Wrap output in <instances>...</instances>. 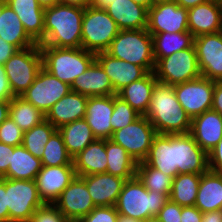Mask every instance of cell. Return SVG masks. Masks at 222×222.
I'll list each match as a JSON object with an SVG mask.
<instances>
[{
  "instance_id": "25",
  "label": "cell",
  "mask_w": 222,
  "mask_h": 222,
  "mask_svg": "<svg viewBox=\"0 0 222 222\" xmlns=\"http://www.w3.org/2000/svg\"><path fill=\"white\" fill-rule=\"evenodd\" d=\"M71 91L85 96L115 95L109 76L95 60L89 68L81 73L71 84Z\"/></svg>"
},
{
  "instance_id": "45",
  "label": "cell",
  "mask_w": 222,
  "mask_h": 222,
  "mask_svg": "<svg viewBox=\"0 0 222 222\" xmlns=\"http://www.w3.org/2000/svg\"><path fill=\"white\" fill-rule=\"evenodd\" d=\"M157 217L163 222H181V206L168 199Z\"/></svg>"
},
{
  "instance_id": "13",
  "label": "cell",
  "mask_w": 222,
  "mask_h": 222,
  "mask_svg": "<svg viewBox=\"0 0 222 222\" xmlns=\"http://www.w3.org/2000/svg\"><path fill=\"white\" fill-rule=\"evenodd\" d=\"M188 11L175 1L160 3L148 9L147 31L150 34L189 32Z\"/></svg>"
},
{
  "instance_id": "22",
  "label": "cell",
  "mask_w": 222,
  "mask_h": 222,
  "mask_svg": "<svg viewBox=\"0 0 222 222\" xmlns=\"http://www.w3.org/2000/svg\"><path fill=\"white\" fill-rule=\"evenodd\" d=\"M189 134L208 153L222 139V116L212 109L203 112L191 120Z\"/></svg>"
},
{
  "instance_id": "55",
  "label": "cell",
  "mask_w": 222,
  "mask_h": 222,
  "mask_svg": "<svg viewBox=\"0 0 222 222\" xmlns=\"http://www.w3.org/2000/svg\"><path fill=\"white\" fill-rule=\"evenodd\" d=\"M10 100H0V124L9 116Z\"/></svg>"
},
{
  "instance_id": "40",
  "label": "cell",
  "mask_w": 222,
  "mask_h": 222,
  "mask_svg": "<svg viewBox=\"0 0 222 222\" xmlns=\"http://www.w3.org/2000/svg\"><path fill=\"white\" fill-rule=\"evenodd\" d=\"M41 161L43 166L73 165V158L67 152L58 130L51 135L45 144Z\"/></svg>"
},
{
  "instance_id": "63",
  "label": "cell",
  "mask_w": 222,
  "mask_h": 222,
  "mask_svg": "<svg viewBox=\"0 0 222 222\" xmlns=\"http://www.w3.org/2000/svg\"><path fill=\"white\" fill-rule=\"evenodd\" d=\"M66 222H80L79 220H67Z\"/></svg>"
},
{
  "instance_id": "32",
  "label": "cell",
  "mask_w": 222,
  "mask_h": 222,
  "mask_svg": "<svg viewBox=\"0 0 222 222\" xmlns=\"http://www.w3.org/2000/svg\"><path fill=\"white\" fill-rule=\"evenodd\" d=\"M107 173L125 180L136 176L138 162L127 151L111 139H105Z\"/></svg>"
},
{
  "instance_id": "1",
  "label": "cell",
  "mask_w": 222,
  "mask_h": 222,
  "mask_svg": "<svg viewBox=\"0 0 222 222\" xmlns=\"http://www.w3.org/2000/svg\"><path fill=\"white\" fill-rule=\"evenodd\" d=\"M84 8L63 3L44 10V39L39 46L81 48Z\"/></svg>"
},
{
  "instance_id": "33",
  "label": "cell",
  "mask_w": 222,
  "mask_h": 222,
  "mask_svg": "<svg viewBox=\"0 0 222 222\" xmlns=\"http://www.w3.org/2000/svg\"><path fill=\"white\" fill-rule=\"evenodd\" d=\"M42 161L36 158L22 145L14 146L8 171L2 176L8 179L35 180L42 169Z\"/></svg>"
},
{
  "instance_id": "3",
  "label": "cell",
  "mask_w": 222,
  "mask_h": 222,
  "mask_svg": "<svg viewBox=\"0 0 222 222\" xmlns=\"http://www.w3.org/2000/svg\"><path fill=\"white\" fill-rule=\"evenodd\" d=\"M42 67L70 86L96 60V54L81 48L40 46Z\"/></svg>"
},
{
  "instance_id": "12",
  "label": "cell",
  "mask_w": 222,
  "mask_h": 222,
  "mask_svg": "<svg viewBox=\"0 0 222 222\" xmlns=\"http://www.w3.org/2000/svg\"><path fill=\"white\" fill-rule=\"evenodd\" d=\"M177 100L193 119L205 111L211 110L215 81L200 77L173 86Z\"/></svg>"
},
{
  "instance_id": "4",
  "label": "cell",
  "mask_w": 222,
  "mask_h": 222,
  "mask_svg": "<svg viewBox=\"0 0 222 222\" xmlns=\"http://www.w3.org/2000/svg\"><path fill=\"white\" fill-rule=\"evenodd\" d=\"M167 200L164 194L148 191L135 176L124 182L115 208L119 215L143 222L147 218L157 216Z\"/></svg>"
},
{
  "instance_id": "18",
  "label": "cell",
  "mask_w": 222,
  "mask_h": 222,
  "mask_svg": "<svg viewBox=\"0 0 222 222\" xmlns=\"http://www.w3.org/2000/svg\"><path fill=\"white\" fill-rule=\"evenodd\" d=\"M96 61L109 76L116 94L124 87L142 79L149 73L142 66L116 59L106 52L96 53Z\"/></svg>"
},
{
  "instance_id": "14",
  "label": "cell",
  "mask_w": 222,
  "mask_h": 222,
  "mask_svg": "<svg viewBox=\"0 0 222 222\" xmlns=\"http://www.w3.org/2000/svg\"><path fill=\"white\" fill-rule=\"evenodd\" d=\"M201 76L212 81H222V31L194 38Z\"/></svg>"
},
{
  "instance_id": "24",
  "label": "cell",
  "mask_w": 222,
  "mask_h": 222,
  "mask_svg": "<svg viewBox=\"0 0 222 222\" xmlns=\"http://www.w3.org/2000/svg\"><path fill=\"white\" fill-rule=\"evenodd\" d=\"M11 9L18 15L24 30L36 43L44 39V8L37 0H6Z\"/></svg>"
},
{
  "instance_id": "64",
  "label": "cell",
  "mask_w": 222,
  "mask_h": 222,
  "mask_svg": "<svg viewBox=\"0 0 222 222\" xmlns=\"http://www.w3.org/2000/svg\"><path fill=\"white\" fill-rule=\"evenodd\" d=\"M0 21H1V0H0Z\"/></svg>"
},
{
  "instance_id": "41",
  "label": "cell",
  "mask_w": 222,
  "mask_h": 222,
  "mask_svg": "<svg viewBox=\"0 0 222 222\" xmlns=\"http://www.w3.org/2000/svg\"><path fill=\"white\" fill-rule=\"evenodd\" d=\"M141 115L137 113L127 102L122 100L117 94L114 95V110L110 124L113 132L133 123Z\"/></svg>"
},
{
  "instance_id": "38",
  "label": "cell",
  "mask_w": 222,
  "mask_h": 222,
  "mask_svg": "<svg viewBox=\"0 0 222 222\" xmlns=\"http://www.w3.org/2000/svg\"><path fill=\"white\" fill-rule=\"evenodd\" d=\"M136 176L148 191L164 194L168 199L172 189L173 177L147 165L138 162Z\"/></svg>"
},
{
  "instance_id": "27",
  "label": "cell",
  "mask_w": 222,
  "mask_h": 222,
  "mask_svg": "<svg viewBox=\"0 0 222 222\" xmlns=\"http://www.w3.org/2000/svg\"><path fill=\"white\" fill-rule=\"evenodd\" d=\"M105 10L120 30L147 28L148 9L132 0H115Z\"/></svg>"
},
{
  "instance_id": "44",
  "label": "cell",
  "mask_w": 222,
  "mask_h": 222,
  "mask_svg": "<svg viewBox=\"0 0 222 222\" xmlns=\"http://www.w3.org/2000/svg\"><path fill=\"white\" fill-rule=\"evenodd\" d=\"M119 214L115 206L95 207L88 215L82 217L80 222H117Z\"/></svg>"
},
{
  "instance_id": "61",
  "label": "cell",
  "mask_w": 222,
  "mask_h": 222,
  "mask_svg": "<svg viewBox=\"0 0 222 222\" xmlns=\"http://www.w3.org/2000/svg\"><path fill=\"white\" fill-rule=\"evenodd\" d=\"M174 0H151V6H154L156 4H160V3H169V2H173Z\"/></svg>"
},
{
  "instance_id": "51",
  "label": "cell",
  "mask_w": 222,
  "mask_h": 222,
  "mask_svg": "<svg viewBox=\"0 0 222 222\" xmlns=\"http://www.w3.org/2000/svg\"><path fill=\"white\" fill-rule=\"evenodd\" d=\"M18 50L17 47L0 38V64L4 65Z\"/></svg>"
},
{
  "instance_id": "11",
  "label": "cell",
  "mask_w": 222,
  "mask_h": 222,
  "mask_svg": "<svg viewBox=\"0 0 222 222\" xmlns=\"http://www.w3.org/2000/svg\"><path fill=\"white\" fill-rule=\"evenodd\" d=\"M71 91L68 83L60 81L43 67L32 85L21 95L45 115L50 108Z\"/></svg>"
},
{
  "instance_id": "47",
  "label": "cell",
  "mask_w": 222,
  "mask_h": 222,
  "mask_svg": "<svg viewBox=\"0 0 222 222\" xmlns=\"http://www.w3.org/2000/svg\"><path fill=\"white\" fill-rule=\"evenodd\" d=\"M14 146L0 142V178L8 171Z\"/></svg>"
},
{
  "instance_id": "21",
  "label": "cell",
  "mask_w": 222,
  "mask_h": 222,
  "mask_svg": "<svg viewBox=\"0 0 222 222\" xmlns=\"http://www.w3.org/2000/svg\"><path fill=\"white\" fill-rule=\"evenodd\" d=\"M82 178L96 207L115 206L126 181L107 172L82 176Z\"/></svg>"
},
{
  "instance_id": "35",
  "label": "cell",
  "mask_w": 222,
  "mask_h": 222,
  "mask_svg": "<svg viewBox=\"0 0 222 222\" xmlns=\"http://www.w3.org/2000/svg\"><path fill=\"white\" fill-rule=\"evenodd\" d=\"M153 55L157 63L161 58L177 53L194 45V36L190 32L151 34Z\"/></svg>"
},
{
  "instance_id": "10",
  "label": "cell",
  "mask_w": 222,
  "mask_h": 222,
  "mask_svg": "<svg viewBox=\"0 0 222 222\" xmlns=\"http://www.w3.org/2000/svg\"><path fill=\"white\" fill-rule=\"evenodd\" d=\"M157 132L149 119L140 116L133 123L113 132L111 140L121 145L137 162L144 161Z\"/></svg>"
},
{
  "instance_id": "57",
  "label": "cell",
  "mask_w": 222,
  "mask_h": 222,
  "mask_svg": "<svg viewBox=\"0 0 222 222\" xmlns=\"http://www.w3.org/2000/svg\"><path fill=\"white\" fill-rule=\"evenodd\" d=\"M115 0H91V7L98 9H106Z\"/></svg>"
},
{
  "instance_id": "37",
  "label": "cell",
  "mask_w": 222,
  "mask_h": 222,
  "mask_svg": "<svg viewBox=\"0 0 222 222\" xmlns=\"http://www.w3.org/2000/svg\"><path fill=\"white\" fill-rule=\"evenodd\" d=\"M9 116L23 132L45 120V114L21 96L10 100Z\"/></svg>"
},
{
  "instance_id": "36",
  "label": "cell",
  "mask_w": 222,
  "mask_h": 222,
  "mask_svg": "<svg viewBox=\"0 0 222 222\" xmlns=\"http://www.w3.org/2000/svg\"><path fill=\"white\" fill-rule=\"evenodd\" d=\"M202 174L184 173L173 178L169 199L181 207L195 206Z\"/></svg>"
},
{
  "instance_id": "54",
  "label": "cell",
  "mask_w": 222,
  "mask_h": 222,
  "mask_svg": "<svg viewBox=\"0 0 222 222\" xmlns=\"http://www.w3.org/2000/svg\"><path fill=\"white\" fill-rule=\"evenodd\" d=\"M180 7L185 9L193 8L197 5L208 2L209 0H174Z\"/></svg>"
},
{
  "instance_id": "7",
  "label": "cell",
  "mask_w": 222,
  "mask_h": 222,
  "mask_svg": "<svg viewBox=\"0 0 222 222\" xmlns=\"http://www.w3.org/2000/svg\"><path fill=\"white\" fill-rule=\"evenodd\" d=\"M13 96H21L34 82L42 68L39 44L18 50L4 64Z\"/></svg>"
},
{
  "instance_id": "26",
  "label": "cell",
  "mask_w": 222,
  "mask_h": 222,
  "mask_svg": "<svg viewBox=\"0 0 222 222\" xmlns=\"http://www.w3.org/2000/svg\"><path fill=\"white\" fill-rule=\"evenodd\" d=\"M144 162L173 178L177 175L175 166V134H157Z\"/></svg>"
},
{
  "instance_id": "8",
  "label": "cell",
  "mask_w": 222,
  "mask_h": 222,
  "mask_svg": "<svg viewBox=\"0 0 222 222\" xmlns=\"http://www.w3.org/2000/svg\"><path fill=\"white\" fill-rule=\"evenodd\" d=\"M154 73L159 82L171 86L200 78L195 46L161 58Z\"/></svg>"
},
{
  "instance_id": "6",
  "label": "cell",
  "mask_w": 222,
  "mask_h": 222,
  "mask_svg": "<svg viewBox=\"0 0 222 222\" xmlns=\"http://www.w3.org/2000/svg\"><path fill=\"white\" fill-rule=\"evenodd\" d=\"M120 29L104 9L87 7L82 20L81 47L93 53L105 52Z\"/></svg>"
},
{
  "instance_id": "60",
  "label": "cell",
  "mask_w": 222,
  "mask_h": 222,
  "mask_svg": "<svg viewBox=\"0 0 222 222\" xmlns=\"http://www.w3.org/2000/svg\"><path fill=\"white\" fill-rule=\"evenodd\" d=\"M135 3L142 5L143 7H146L149 9L151 7V0H132Z\"/></svg>"
},
{
  "instance_id": "30",
  "label": "cell",
  "mask_w": 222,
  "mask_h": 222,
  "mask_svg": "<svg viewBox=\"0 0 222 222\" xmlns=\"http://www.w3.org/2000/svg\"><path fill=\"white\" fill-rule=\"evenodd\" d=\"M157 81L155 73L149 72L142 79L121 89L117 96L127 102L141 116H145L150 106L153 87Z\"/></svg>"
},
{
  "instance_id": "53",
  "label": "cell",
  "mask_w": 222,
  "mask_h": 222,
  "mask_svg": "<svg viewBox=\"0 0 222 222\" xmlns=\"http://www.w3.org/2000/svg\"><path fill=\"white\" fill-rule=\"evenodd\" d=\"M201 222H222V210L204 212Z\"/></svg>"
},
{
  "instance_id": "49",
  "label": "cell",
  "mask_w": 222,
  "mask_h": 222,
  "mask_svg": "<svg viewBox=\"0 0 222 222\" xmlns=\"http://www.w3.org/2000/svg\"><path fill=\"white\" fill-rule=\"evenodd\" d=\"M202 212L196 206L181 207V222H201Z\"/></svg>"
},
{
  "instance_id": "31",
  "label": "cell",
  "mask_w": 222,
  "mask_h": 222,
  "mask_svg": "<svg viewBox=\"0 0 222 222\" xmlns=\"http://www.w3.org/2000/svg\"><path fill=\"white\" fill-rule=\"evenodd\" d=\"M0 38L19 50L36 45L24 30L18 15L4 1H1Z\"/></svg>"
},
{
  "instance_id": "42",
  "label": "cell",
  "mask_w": 222,
  "mask_h": 222,
  "mask_svg": "<svg viewBox=\"0 0 222 222\" xmlns=\"http://www.w3.org/2000/svg\"><path fill=\"white\" fill-rule=\"evenodd\" d=\"M23 131L21 128L8 116L0 124V142L12 145L20 146L23 142Z\"/></svg>"
},
{
  "instance_id": "59",
  "label": "cell",
  "mask_w": 222,
  "mask_h": 222,
  "mask_svg": "<svg viewBox=\"0 0 222 222\" xmlns=\"http://www.w3.org/2000/svg\"><path fill=\"white\" fill-rule=\"evenodd\" d=\"M117 222H141V221L129 216L119 215L117 218Z\"/></svg>"
},
{
  "instance_id": "28",
  "label": "cell",
  "mask_w": 222,
  "mask_h": 222,
  "mask_svg": "<svg viewBox=\"0 0 222 222\" xmlns=\"http://www.w3.org/2000/svg\"><path fill=\"white\" fill-rule=\"evenodd\" d=\"M76 176L105 173L107 154L105 139H96L73 158Z\"/></svg>"
},
{
  "instance_id": "5",
  "label": "cell",
  "mask_w": 222,
  "mask_h": 222,
  "mask_svg": "<svg viewBox=\"0 0 222 222\" xmlns=\"http://www.w3.org/2000/svg\"><path fill=\"white\" fill-rule=\"evenodd\" d=\"M110 56L154 72L153 39L147 28L120 30L105 51Z\"/></svg>"
},
{
  "instance_id": "2",
  "label": "cell",
  "mask_w": 222,
  "mask_h": 222,
  "mask_svg": "<svg viewBox=\"0 0 222 222\" xmlns=\"http://www.w3.org/2000/svg\"><path fill=\"white\" fill-rule=\"evenodd\" d=\"M145 117L157 134H187L191 118L177 100L173 86L157 81L152 90L151 102Z\"/></svg>"
},
{
  "instance_id": "9",
  "label": "cell",
  "mask_w": 222,
  "mask_h": 222,
  "mask_svg": "<svg viewBox=\"0 0 222 222\" xmlns=\"http://www.w3.org/2000/svg\"><path fill=\"white\" fill-rule=\"evenodd\" d=\"M6 192L9 222H28L34 212L45 204L35 180L6 178Z\"/></svg>"
},
{
  "instance_id": "50",
  "label": "cell",
  "mask_w": 222,
  "mask_h": 222,
  "mask_svg": "<svg viewBox=\"0 0 222 222\" xmlns=\"http://www.w3.org/2000/svg\"><path fill=\"white\" fill-rule=\"evenodd\" d=\"M13 97L4 65L0 64V100H11Z\"/></svg>"
},
{
  "instance_id": "23",
  "label": "cell",
  "mask_w": 222,
  "mask_h": 222,
  "mask_svg": "<svg viewBox=\"0 0 222 222\" xmlns=\"http://www.w3.org/2000/svg\"><path fill=\"white\" fill-rule=\"evenodd\" d=\"M88 96L70 91L57 101L45 115V119L58 129L61 126L84 119Z\"/></svg>"
},
{
  "instance_id": "16",
  "label": "cell",
  "mask_w": 222,
  "mask_h": 222,
  "mask_svg": "<svg viewBox=\"0 0 222 222\" xmlns=\"http://www.w3.org/2000/svg\"><path fill=\"white\" fill-rule=\"evenodd\" d=\"M175 166L177 175L202 174L209 170L208 153L189 134H175Z\"/></svg>"
},
{
  "instance_id": "20",
  "label": "cell",
  "mask_w": 222,
  "mask_h": 222,
  "mask_svg": "<svg viewBox=\"0 0 222 222\" xmlns=\"http://www.w3.org/2000/svg\"><path fill=\"white\" fill-rule=\"evenodd\" d=\"M114 110V95L90 96L86 105L85 120L96 139H111V116Z\"/></svg>"
},
{
  "instance_id": "52",
  "label": "cell",
  "mask_w": 222,
  "mask_h": 222,
  "mask_svg": "<svg viewBox=\"0 0 222 222\" xmlns=\"http://www.w3.org/2000/svg\"><path fill=\"white\" fill-rule=\"evenodd\" d=\"M211 109L222 116V81L215 82Z\"/></svg>"
},
{
  "instance_id": "46",
  "label": "cell",
  "mask_w": 222,
  "mask_h": 222,
  "mask_svg": "<svg viewBox=\"0 0 222 222\" xmlns=\"http://www.w3.org/2000/svg\"><path fill=\"white\" fill-rule=\"evenodd\" d=\"M209 170L222 173V139L208 152Z\"/></svg>"
},
{
  "instance_id": "17",
  "label": "cell",
  "mask_w": 222,
  "mask_h": 222,
  "mask_svg": "<svg viewBox=\"0 0 222 222\" xmlns=\"http://www.w3.org/2000/svg\"><path fill=\"white\" fill-rule=\"evenodd\" d=\"M75 176L74 165L43 166L35 177L43 202L53 204Z\"/></svg>"
},
{
  "instance_id": "62",
  "label": "cell",
  "mask_w": 222,
  "mask_h": 222,
  "mask_svg": "<svg viewBox=\"0 0 222 222\" xmlns=\"http://www.w3.org/2000/svg\"><path fill=\"white\" fill-rule=\"evenodd\" d=\"M143 222H163V221L160 220L157 216H153V217L147 218Z\"/></svg>"
},
{
  "instance_id": "58",
  "label": "cell",
  "mask_w": 222,
  "mask_h": 222,
  "mask_svg": "<svg viewBox=\"0 0 222 222\" xmlns=\"http://www.w3.org/2000/svg\"><path fill=\"white\" fill-rule=\"evenodd\" d=\"M37 2L42 8L46 9L59 3V0H37Z\"/></svg>"
},
{
  "instance_id": "29",
  "label": "cell",
  "mask_w": 222,
  "mask_h": 222,
  "mask_svg": "<svg viewBox=\"0 0 222 222\" xmlns=\"http://www.w3.org/2000/svg\"><path fill=\"white\" fill-rule=\"evenodd\" d=\"M195 206L202 212L222 210V173H202Z\"/></svg>"
},
{
  "instance_id": "48",
  "label": "cell",
  "mask_w": 222,
  "mask_h": 222,
  "mask_svg": "<svg viewBox=\"0 0 222 222\" xmlns=\"http://www.w3.org/2000/svg\"><path fill=\"white\" fill-rule=\"evenodd\" d=\"M0 222H9L7 206L6 178H0Z\"/></svg>"
},
{
  "instance_id": "56",
  "label": "cell",
  "mask_w": 222,
  "mask_h": 222,
  "mask_svg": "<svg viewBox=\"0 0 222 222\" xmlns=\"http://www.w3.org/2000/svg\"><path fill=\"white\" fill-rule=\"evenodd\" d=\"M60 3L77 6L81 8H87L91 4V0H59Z\"/></svg>"
},
{
  "instance_id": "34",
  "label": "cell",
  "mask_w": 222,
  "mask_h": 222,
  "mask_svg": "<svg viewBox=\"0 0 222 222\" xmlns=\"http://www.w3.org/2000/svg\"><path fill=\"white\" fill-rule=\"evenodd\" d=\"M57 130L61 134L67 152L72 158L96 140L92 129L85 119L65 124Z\"/></svg>"
},
{
  "instance_id": "43",
  "label": "cell",
  "mask_w": 222,
  "mask_h": 222,
  "mask_svg": "<svg viewBox=\"0 0 222 222\" xmlns=\"http://www.w3.org/2000/svg\"><path fill=\"white\" fill-rule=\"evenodd\" d=\"M67 220L54 204L45 203L34 212L28 222H66Z\"/></svg>"
},
{
  "instance_id": "39",
  "label": "cell",
  "mask_w": 222,
  "mask_h": 222,
  "mask_svg": "<svg viewBox=\"0 0 222 222\" xmlns=\"http://www.w3.org/2000/svg\"><path fill=\"white\" fill-rule=\"evenodd\" d=\"M56 130L53 124L45 119L23 133L22 146L36 158L41 159L45 144Z\"/></svg>"
},
{
  "instance_id": "19",
  "label": "cell",
  "mask_w": 222,
  "mask_h": 222,
  "mask_svg": "<svg viewBox=\"0 0 222 222\" xmlns=\"http://www.w3.org/2000/svg\"><path fill=\"white\" fill-rule=\"evenodd\" d=\"M187 11L188 29L194 37L222 31V7L219 1L209 0Z\"/></svg>"
},
{
  "instance_id": "15",
  "label": "cell",
  "mask_w": 222,
  "mask_h": 222,
  "mask_svg": "<svg viewBox=\"0 0 222 222\" xmlns=\"http://www.w3.org/2000/svg\"><path fill=\"white\" fill-rule=\"evenodd\" d=\"M53 204L68 220H80L96 207L80 176H75Z\"/></svg>"
}]
</instances>
